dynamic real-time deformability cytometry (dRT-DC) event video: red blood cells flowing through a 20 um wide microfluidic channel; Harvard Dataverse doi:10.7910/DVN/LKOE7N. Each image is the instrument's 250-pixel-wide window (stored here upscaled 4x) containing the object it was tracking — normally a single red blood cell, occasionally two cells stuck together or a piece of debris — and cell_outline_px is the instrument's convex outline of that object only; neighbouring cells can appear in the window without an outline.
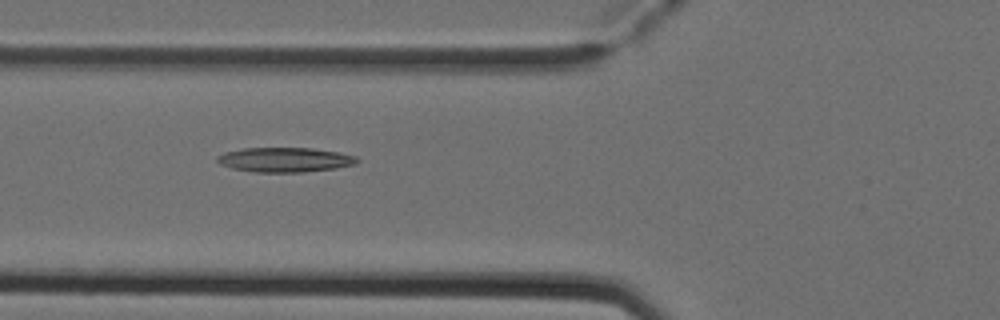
{"species": "Egyptian fruit bat (a non-hibernating species)", "species_latin": "Rousettus aegyptiacus", "temperature_condition": "cold", "stored_images_in_passage": 8, "camera_frame_rate_fps": 3000, "um_per_image_px": 0.085, "animal": {"sex": "female"}, "frame": {"image": 1, "passage_image": 5, "time_ms": 1.333, "image_size_px": [1000, 320], "cell_outline_px": [[360, 160], [356, 164], [336, 168], [300, 172], [256, 172], [232, 168], [220, 164], [216, 160], [216, 156], [224, 152], [244, 148], [312, 148], [340, 152], [356, 156]], "centroid_in_image_um": [24.23, 13.57], "position_along_channel_um": 101.6, "area_um2": 20.11}}
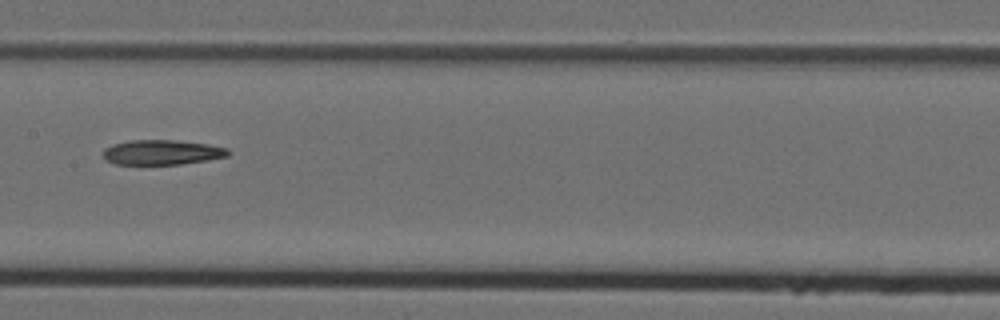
{"frame": {"image": 2, "passage_image": 7, "time_ms": 2.0, "image_size_px": [1000, 320], "cell_outline_px": [[228, 156], [208, 160], [180, 164], [116, 164], [104, 160], [104, 148], [112, 144], [132, 140], [176, 140], [208, 144], [228, 148]], "centroid_in_image_um": [13.75, 12.94], "position_along_channel_um": 193.6, "area_um2": 18.09}}
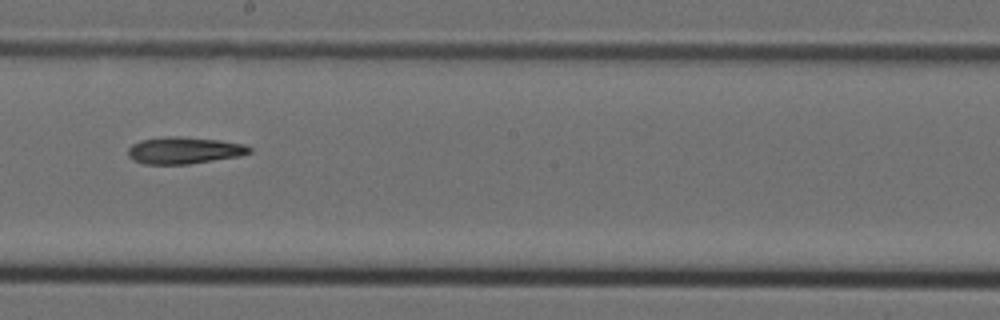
{"frame": {"image": 3, "passage_image": 8, "time_ms": 2.333, "image_size_px": [1000, 320], "cell_outline_px": [[252, 152], [240, 156], [188, 164], [144, 164], [132, 160], [128, 156], [128, 148], [132, 144], [140, 140], [164, 136], [180, 136], [220, 140], [244, 144], [252, 148]], "centroid_in_image_um": [15.64, 12.78], "position_along_channel_um": 232.6, "area_um2": 19.19}}